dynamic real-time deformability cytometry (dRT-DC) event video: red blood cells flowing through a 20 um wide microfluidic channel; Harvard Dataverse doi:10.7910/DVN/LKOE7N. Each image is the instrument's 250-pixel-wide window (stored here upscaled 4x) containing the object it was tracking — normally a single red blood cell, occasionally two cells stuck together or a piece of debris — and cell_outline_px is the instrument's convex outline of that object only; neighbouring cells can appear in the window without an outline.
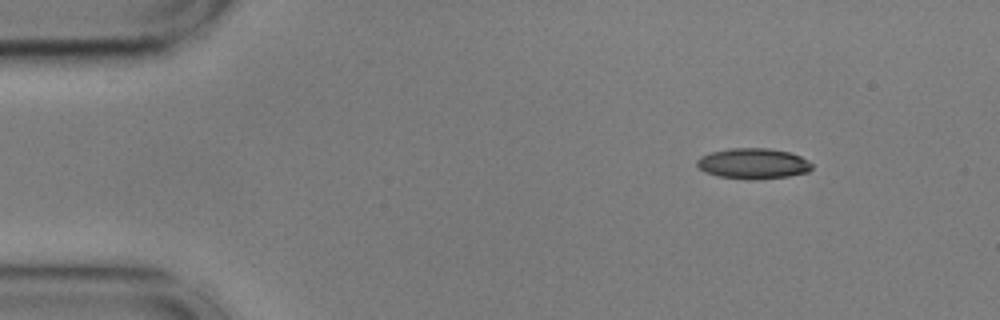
{"species": "common noctule bat (a hibernating species)", "species_latin": "Nyctalus noctula", "temperature_condition": "cold", "stored_images_in_passage": 14, "segment_of_instrument_passage": [2, 2], "camera_frame_rate_fps": 3000, "um_per_image_px": 0.085, "animal": {"sex": "male", "body_mass_g": 17.9, "forearm_length_mm": 54.2}, "frame": {"image": 1, "passage_image": 14, "time_ms": 4.333, "image_size_px": [1000, 320], "cell_outline_px": [[812, 168], [808, 172], [788, 176], [752, 180], [716, 176], [704, 172], [696, 164], [696, 160], [700, 156], [712, 152], [728, 148], [768, 148], [792, 152], [808, 160], [812, 164]], "centroid_in_image_um": [64.01, 13.9], "position_along_channel_um": 21.0, "area_um2": 20.69}}